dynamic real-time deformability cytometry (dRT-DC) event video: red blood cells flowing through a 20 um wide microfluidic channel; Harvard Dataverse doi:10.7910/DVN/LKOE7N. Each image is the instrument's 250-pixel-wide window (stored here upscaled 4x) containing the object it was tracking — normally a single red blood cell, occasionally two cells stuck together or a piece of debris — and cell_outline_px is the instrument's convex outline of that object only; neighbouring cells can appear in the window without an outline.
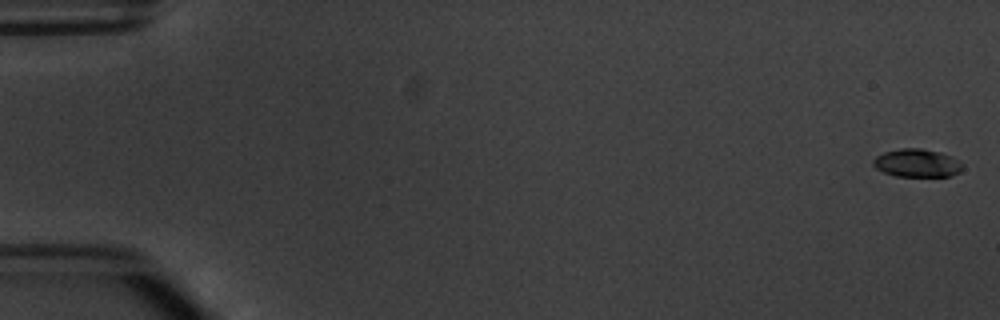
{"species": "common noctule bat (a hibernating species)", "species_latin": "Nyctalus noctula", "temperature_condition": "warm", "stored_images_in_passage": 5, "camera_frame_rate_fps": 3000, "um_per_image_px": 0.085, "animal": {"sex": "male", "body_mass_g": 20.1, "forearm_length_mm": 53.5}, "frame": {"image": 1, "passage_image": 1, "time_ms": 0.0, "image_size_px": [1000, 320], "cell_outline_px": [[964, 168], [960, 172], [952, 176], [896, 176], [884, 172], [876, 168], [872, 164], [872, 160], [876, 156], [884, 152], [900, 148], [920, 148], [940, 152], [952, 156], [964, 164]], "centroid_in_image_um": [77.97, 13.86], "position_along_channel_um": 7.0, "area_um2": 14.8}}
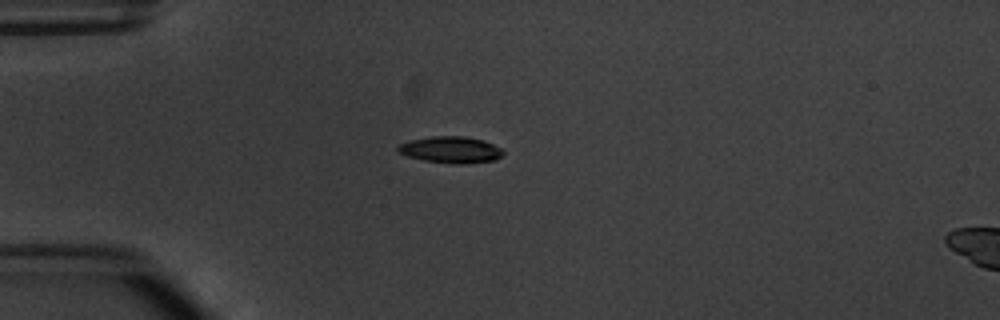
{"frame": {"image": 2, "passage_image": 5, "time_ms": 4.667, "image_size_px": [1000, 320], "cell_outline_px": [[504, 152], [496, 160], [464, 164], [456, 164], [424, 160], [408, 156], [400, 152], [396, 148], [400, 144], [408, 140], [432, 136], [464, 136], [484, 140], [500, 148]], "centroid_in_image_um": [38.32, 12.72], "position_along_channel_um": 46.7, "area_um2": 16.18}}